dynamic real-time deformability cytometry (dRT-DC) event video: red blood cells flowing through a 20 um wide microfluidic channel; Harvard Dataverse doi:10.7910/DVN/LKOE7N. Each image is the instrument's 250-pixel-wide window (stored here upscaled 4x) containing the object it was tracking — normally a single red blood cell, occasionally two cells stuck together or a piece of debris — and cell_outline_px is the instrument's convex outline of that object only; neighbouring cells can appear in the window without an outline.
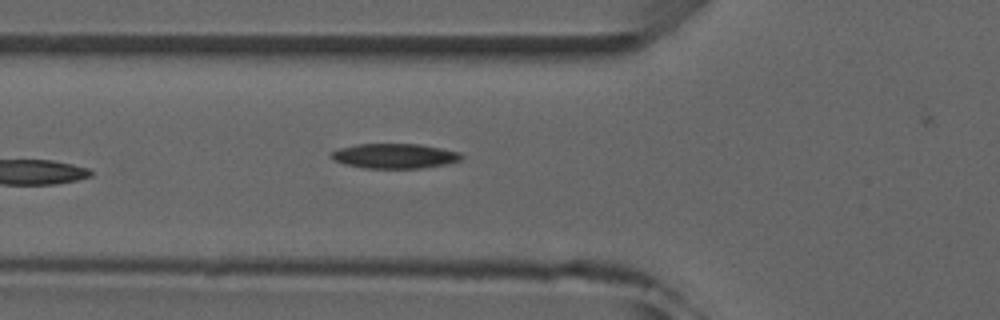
{"species": "common noctule bat (a hibernating species)", "species_latin": "Nyctalus noctula", "temperature_condition": "room temperature", "stored_images_in_passage": 5, "camera_frame_rate_fps": 3000, "um_per_image_px": 0.085, "animal": {"sex": "male", "forearm_length_mm": 52.5}, "frame": {"image": 1, "passage_image": 5, "time_ms": 5.667, "image_size_px": [1000, 320], "cell_outline_px": [[464, 156], [460, 160], [448, 164], [420, 168], [364, 168], [344, 164], [332, 160], [328, 156], [332, 152], [340, 148], [356, 144], [420, 144], [460, 152]], "centroid_in_image_um": [33.53, 13.26], "position_along_channel_um": 92.3, "area_um2": 18.96}}